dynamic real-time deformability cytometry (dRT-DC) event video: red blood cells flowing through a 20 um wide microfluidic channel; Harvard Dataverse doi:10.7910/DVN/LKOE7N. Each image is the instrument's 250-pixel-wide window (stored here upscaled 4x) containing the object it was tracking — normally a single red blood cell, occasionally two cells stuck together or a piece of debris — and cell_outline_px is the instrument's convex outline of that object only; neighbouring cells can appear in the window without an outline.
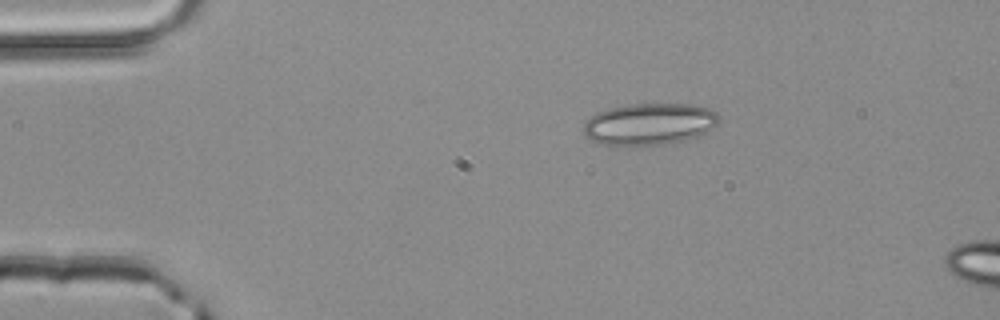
{"species": "common noctule bat (a hibernating species)", "species_latin": "Nyctalus noctula", "temperature_condition": "room temperature", "stored_images_in_passage": 2, "camera_frame_rate_fps": 3000, "um_per_image_px": 0.085, "animal": {"sex": "male", "body_mass_g": 20.4}, "frame": {"image": 1, "passage_image": 1, "time_ms": 0.0, "image_size_px": [1000, 320], "cell_outline_px": [[720, 120], [712, 128], [692, 140], [672, 144], [612, 148], [600, 144], [584, 136], [584, 124], [596, 112], [608, 108], [628, 104], [692, 104], [708, 108], [716, 112], [720, 116]], "centroid_in_image_um": [55.19, 10.59], "position_along_channel_um": 29.8, "area_um2": 34.1}}